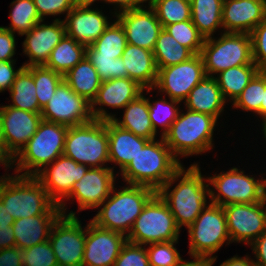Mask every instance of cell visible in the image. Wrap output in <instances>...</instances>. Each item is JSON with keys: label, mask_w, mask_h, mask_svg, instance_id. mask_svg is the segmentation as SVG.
I'll return each mask as SVG.
<instances>
[{"label": "cell", "mask_w": 266, "mask_h": 266, "mask_svg": "<svg viewBox=\"0 0 266 266\" xmlns=\"http://www.w3.org/2000/svg\"><path fill=\"white\" fill-rule=\"evenodd\" d=\"M16 60L0 61V93L9 91L16 76L24 67L23 65L15 69Z\"/></svg>", "instance_id": "50"}, {"label": "cell", "mask_w": 266, "mask_h": 266, "mask_svg": "<svg viewBox=\"0 0 266 266\" xmlns=\"http://www.w3.org/2000/svg\"><path fill=\"white\" fill-rule=\"evenodd\" d=\"M115 187L116 185L90 221L100 228L116 231L127 237L135 220L156 191L142 185L126 184L119 186L120 190Z\"/></svg>", "instance_id": "2"}, {"label": "cell", "mask_w": 266, "mask_h": 266, "mask_svg": "<svg viewBox=\"0 0 266 266\" xmlns=\"http://www.w3.org/2000/svg\"><path fill=\"white\" fill-rule=\"evenodd\" d=\"M102 11L97 7H74L62 19L66 35L85 46L91 45L112 22Z\"/></svg>", "instance_id": "23"}, {"label": "cell", "mask_w": 266, "mask_h": 266, "mask_svg": "<svg viewBox=\"0 0 266 266\" xmlns=\"http://www.w3.org/2000/svg\"><path fill=\"white\" fill-rule=\"evenodd\" d=\"M108 130V151H109V163H114V166H110L114 171L115 166H119V175L131 162L133 158L138 154L149 139L136 136L134 133L125 130L116 125L112 120H107Z\"/></svg>", "instance_id": "25"}, {"label": "cell", "mask_w": 266, "mask_h": 266, "mask_svg": "<svg viewBox=\"0 0 266 266\" xmlns=\"http://www.w3.org/2000/svg\"><path fill=\"white\" fill-rule=\"evenodd\" d=\"M266 18V0H223V32L250 34Z\"/></svg>", "instance_id": "24"}, {"label": "cell", "mask_w": 266, "mask_h": 266, "mask_svg": "<svg viewBox=\"0 0 266 266\" xmlns=\"http://www.w3.org/2000/svg\"><path fill=\"white\" fill-rule=\"evenodd\" d=\"M16 34L0 26V61L16 60Z\"/></svg>", "instance_id": "49"}, {"label": "cell", "mask_w": 266, "mask_h": 266, "mask_svg": "<svg viewBox=\"0 0 266 266\" xmlns=\"http://www.w3.org/2000/svg\"><path fill=\"white\" fill-rule=\"evenodd\" d=\"M157 69V80L153 90L157 89L161 96L164 94V96L181 103L206 76L200 54L194 55L188 61Z\"/></svg>", "instance_id": "13"}, {"label": "cell", "mask_w": 266, "mask_h": 266, "mask_svg": "<svg viewBox=\"0 0 266 266\" xmlns=\"http://www.w3.org/2000/svg\"><path fill=\"white\" fill-rule=\"evenodd\" d=\"M153 54L157 68L179 64L194 56L188 48L179 44L164 28L159 33Z\"/></svg>", "instance_id": "35"}, {"label": "cell", "mask_w": 266, "mask_h": 266, "mask_svg": "<svg viewBox=\"0 0 266 266\" xmlns=\"http://www.w3.org/2000/svg\"><path fill=\"white\" fill-rule=\"evenodd\" d=\"M102 3L113 5V14L115 17L118 13L136 9L142 6H145V3H148V0H102Z\"/></svg>", "instance_id": "51"}, {"label": "cell", "mask_w": 266, "mask_h": 266, "mask_svg": "<svg viewBox=\"0 0 266 266\" xmlns=\"http://www.w3.org/2000/svg\"><path fill=\"white\" fill-rule=\"evenodd\" d=\"M77 216L61 215L49 237L58 266H82L85 247V226Z\"/></svg>", "instance_id": "14"}, {"label": "cell", "mask_w": 266, "mask_h": 266, "mask_svg": "<svg viewBox=\"0 0 266 266\" xmlns=\"http://www.w3.org/2000/svg\"><path fill=\"white\" fill-rule=\"evenodd\" d=\"M250 257V255H245L243 257L235 255L226 259L219 266H255L253 258Z\"/></svg>", "instance_id": "56"}, {"label": "cell", "mask_w": 266, "mask_h": 266, "mask_svg": "<svg viewBox=\"0 0 266 266\" xmlns=\"http://www.w3.org/2000/svg\"><path fill=\"white\" fill-rule=\"evenodd\" d=\"M263 91H265V71H259L231 104L232 109H240L247 113L253 112V116H257V120L259 117L261 121Z\"/></svg>", "instance_id": "39"}, {"label": "cell", "mask_w": 266, "mask_h": 266, "mask_svg": "<svg viewBox=\"0 0 266 266\" xmlns=\"http://www.w3.org/2000/svg\"><path fill=\"white\" fill-rule=\"evenodd\" d=\"M148 4L154 9L163 28L191 20V2L188 0H148Z\"/></svg>", "instance_id": "40"}, {"label": "cell", "mask_w": 266, "mask_h": 266, "mask_svg": "<svg viewBox=\"0 0 266 266\" xmlns=\"http://www.w3.org/2000/svg\"><path fill=\"white\" fill-rule=\"evenodd\" d=\"M185 111L180 110L177 119L163 137L179 161L181 157L184 159L212 151L215 148L213 134L219 124L218 120L209 114L188 109Z\"/></svg>", "instance_id": "4"}, {"label": "cell", "mask_w": 266, "mask_h": 266, "mask_svg": "<svg viewBox=\"0 0 266 266\" xmlns=\"http://www.w3.org/2000/svg\"><path fill=\"white\" fill-rule=\"evenodd\" d=\"M263 196H266V174L263 173Z\"/></svg>", "instance_id": "62"}, {"label": "cell", "mask_w": 266, "mask_h": 266, "mask_svg": "<svg viewBox=\"0 0 266 266\" xmlns=\"http://www.w3.org/2000/svg\"><path fill=\"white\" fill-rule=\"evenodd\" d=\"M86 47L65 35L53 48L44 66L64 76L86 57Z\"/></svg>", "instance_id": "34"}, {"label": "cell", "mask_w": 266, "mask_h": 266, "mask_svg": "<svg viewBox=\"0 0 266 266\" xmlns=\"http://www.w3.org/2000/svg\"><path fill=\"white\" fill-rule=\"evenodd\" d=\"M184 109L209 114L219 121L227 104L213 76H205L189 93Z\"/></svg>", "instance_id": "27"}, {"label": "cell", "mask_w": 266, "mask_h": 266, "mask_svg": "<svg viewBox=\"0 0 266 266\" xmlns=\"http://www.w3.org/2000/svg\"><path fill=\"white\" fill-rule=\"evenodd\" d=\"M15 219L7 211L6 207L0 200V227H9L12 226Z\"/></svg>", "instance_id": "58"}, {"label": "cell", "mask_w": 266, "mask_h": 266, "mask_svg": "<svg viewBox=\"0 0 266 266\" xmlns=\"http://www.w3.org/2000/svg\"><path fill=\"white\" fill-rule=\"evenodd\" d=\"M97 1L99 2V0H72V3L74 7H93Z\"/></svg>", "instance_id": "59"}, {"label": "cell", "mask_w": 266, "mask_h": 266, "mask_svg": "<svg viewBox=\"0 0 266 266\" xmlns=\"http://www.w3.org/2000/svg\"><path fill=\"white\" fill-rule=\"evenodd\" d=\"M41 113L0 105V124L7 151L15 157L36 133Z\"/></svg>", "instance_id": "19"}, {"label": "cell", "mask_w": 266, "mask_h": 266, "mask_svg": "<svg viewBox=\"0 0 266 266\" xmlns=\"http://www.w3.org/2000/svg\"><path fill=\"white\" fill-rule=\"evenodd\" d=\"M13 158L14 157L7 151V148L3 141L2 129H1V124H0V166L4 165L5 170H7L8 172L11 168Z\"/></svg>", "instance_id": "55"}, {"label": "cell", "mask_w": 266, "mask_h": 266, "mask_svg": "<svg viewBox=\"0 0 266 266\" xmlns=\"http://www.w3.org/2000/svg\"><path fill=\"white\" fill-rule=\"evenodd\" d=\"M182 165L160 137L149 140L119 174L125 184L147 186L157 192Z\"/></svg>", "instance_id": "3"}, {"label": "cell", "mask_w": 266, "mask_h": 266, "mask_svg": "<svg viewBox=\"0 0 266 266\" xmlns=\"http://www.w3.org/2000/svg\"><path fill=\"white\" fill-rule=\"evenodd\" d=\"M266 118V71H265V91H263V102H261V120Z\"/></svg>", "instance_id": "60"}, {"label": "cell", "mask_w": 266, "mask_h": 266, "mask_svg": "<svg viewBox=\"0 0 266 266\" xmlns=\"http://www.w3.org/2000/svg\"><path fill=\"white\" fill-rule=\"evenodd\" d=\"M10 8V25L2 27L19 36L31 31L37 23L42 21L33 0H13Z\"/></svg>", "instance_id": "37"}, {"label": "cell", "mask_w": 266, "mask_h": 266, "mask_svg": "<svg viewBox=\"0 0 266 266\" xmlns=\"http://www.w3.org/2000/svg\"><path fill=\"white\" fill-rule=\"evenodd\" d=\"M148 99L149 107V117L156 133H159L158 127L161 129V135L159 137H164V135L169 131L172 123L177 119L180 112L181 102L167 98V96H162L151 101L150 96ZM158 131V132H157Z\"/></svg>", "instance_id": "36"}, {"label": "cell", "mask_w": 266, "mask_h": 266, "mask_svg": "<svg viewBox=\"0 0 266 266\" xmlns=\"http://www.w3.org/2000/svg\"><path fill=\"white\" fill-rule=\"evenodd\" d=\"M16 247L13 227H0V249Z\"/></svg>", "instance_id": "54"}, {"label": "cell", "mask_w": 266, "mask_h": 266, "mask_svg": "<svg viewBox=\"0 0 266 266\" xmlns=\"http://www.w3.org/2000/svg\"><path fill=\"white\" fill-rule=\"evenodd\" d=\"M42 120L68 127L92 121L91 103L77 95L63 80L54 95L42 108Z\"/></svg>", "instance_id": "15"}, {"label": "cell", "mask_w": 266, "mask_h": 266, "mask_svg": "<svg viewBox=\"0 0 266 266\" xmlns=\"http://www.w3.org/2000/svg\"><path fill=\"white\" fill-rule=\"evenodd\" d=\"M190 2L191 21L205 39L213 37L217 31L222 33L223 0H191Z\"/></svg>", "instance_id": "30"}, {"label": "cell", "mask_w": 266, "mask_h": 266, "mask_svg": "<svg viewBox=\"0 0 266 266\" xmlns=\"http://www.w3.org/2000/svg\"><path fill=\"white\" fill-rule=\"evenodd\" d=\"M153 89H144L136 99L130 101L122 110L123 116L113 118L112 121L119 127L134 133L136 136L149 140L156 139L150 117L148 99L145 93L150 94ZM146 91V92H145Z\"/></svg>", "instance_id": "29"}, {"label": "cell", "mask_w": 266, "mask_h": 266, "mask_svg": "<svg viewBox=\"0 0 266 266\" xmlns=\"http://www.w3.org/2000/svg\"><path fill=\"white\" fill-rule=\"evenodd\" d=\"M178 242L173 240L145 245L150 266H177L183 259L175 247Z\"/></svg>", "instance_id": "44"}, {"label": "cell", "mask_w": 266, "mask_h": 266, "mask_svg": "<svg viewBox=\"0 0 266 266\" xmlns=\"http://www.w3.org/2000/svg\"><path fill=\"white\" fill-rule=\"evenodd\" d=\"M231 167L208 176L210 203L225 206L228 204H250L262 202L263 174L259 178L245 174L244 170ZM212 187V188H211Z\"/></svg>", "instance_id": "10"}, {"label": "cell", "mask_w": 266, "mask_h": 266, "mask_svg": "<svg viewBox=\"0 0 266 266\" xmlns=\"http://www.w3.org/2000/svg\"><path fill=\"white\" fill-rule=\"evenodd\" d=\"M143 90L142 86L128 77L103 81L91 103L93 118L101 121L112 120L116 114L108 113L107 107L123 109L130 101L141 95Z\"/></svg>", "instance_id": "22"}, {"label": "cell", "mask_w": 266, "mask_h": 266, "mask_svg": "<svg viewBox=\"0 0 266 266\" xmlns=\"http://www.w3.org/2000/svg\"><path fill=\"white\" fill-rule=\"evenodd\" d=\"M63 155L89 167H109L107 121L68 127Z\"/></svg>", "instance_id": "7"}, {"label": "cell", "mask_w": 266, "mask_h": 266, "mask_svg": "<svg viewBox=\"0 0 266 266\" xmlns=\"http://www.w3.org/2000/svg\"><path fill=\"white\" fill-rule=\"evenodd\" d=\"M114 266H150L146 246L127 241L122 246Z\"/></svg>", "instance_id": "46"}, {"label": "cell", "mask_w": 266, "mask_h": 266, "mask_svg": "<svg viewBox=\"0 0 266 266\" xmlns=\"http://www.w3.org/2000/svg\"><path fill=\"white\" fill-rule=\"evenodd\" d=\"M21 257L18 247L0 249V266H23Z\"/></svg>", "instance_id": "53"}, {"label": "cell", "mask_w": 266, "mask_h": 266, "mask_svg": "<svg viewBox=\"0 0 266 266\" xmlns=\"http://www.w3.org/2000/svg\"><path fill=\"white\" fill-rule=\"evenodd\" d=\"M127 237L106 230L91 221L85 225V247L82 266H114Z\"/></svg>", "instance_id": "18"}, {"label": "cell", "mask_w": 266, "mask_h": 266, "mask_svg": "<svg viewBox=\"0 0 266 266\" xmlns=\"http://www.w3.org/2000/svg\"><path fill=\"white\" fill-rule=\"evenodd\" d=\"M21 251L23 266H58L49 240Z\"/></svg>", "instance_id": "45"}, {"label": "cell", "mask_w": 266, "mask_h": 266, "mask_svg": "<svg viewBox=\"0 0 266 266\" xmlns=\"http://www.w3.org/2000/svg\"><path fill=\"white\" fill-rule=\"evenodd\" d=\"M115 18L125 30L127 43L150 51L154 50L163 27L149 4L118 13Z\"/></svg>", "instance_id": "20"}, {"label": "cell", "mask_w": 266, "mask_h": 266, "mask_svg": "<svg viewBox=\"0 0 266 266\" xmlns=\"http://www.w3.org/2000/svg\"><path fill=\"white\" fill-rule=\"evenodd\" d=\"M180 231L169 207L156 193L135 220L127 241L147 245L179 240Z\"/></svg>", "instance_id": "11"}, {"label": "cell", "mask_w": 266, "mask_h": 266, "mask_svg": "<svg viewBox=\"0 0 266 266\" xmlns=\"http://www.w3.org/2000/svg\"><path fill=\"white\" fill-rule=\"evenodd\" d=\"M183 166L156 192L169 207L180 229L188 228L210 202L208 178L202 174L199 162L187 169Z\"/></svg>", "instance_id": "1"}, {"label": "cell", "mask_w": 266, "mask_h": 266, "mask_svg": "<svg viewBox=\"0 0 266 266\" xmlns=\"http://www.w3.org/2000/svg\"><path fill=\"white\" fill-rule=\"evenodd\" d=\"M44 22L45 20L40 21L31 31L21 35L26 37L22 47L23 53L29 58L22 64L24 67L45 65L53 48L66 35L65 25L60 17L53 19L51 24Z\"/></svg>", "instance_id": "21"}, {"label": "cell", "mask_w": 266, "mask_h": 266, "mask_svg": "<svg viewBox=\"0 0 266 266\" xmlns=\"http://www.w3.org/2000/svg\"><path fill=\"white\" fill-rule=\"evenodd\" d=\"M200 55L206 76L215 77L231 67L255 64L250 34L223 32L205 39Z\"/></svg>", "instance_id": "8"}, {"label": "cell", "mask_w": 266, "mask_h": 266, "mask_svg": "<svg viewBox=\"0 0 266 266\" xmlns=\"http://www.w3.org/2000/svg\"><path fill=\"white\" fill-rule=\"evenodd\" d=\"M121 58L128 78L144 89H153L158 73L153 51L127 43Z\"/></svg>", "instance_id": "28"}, {"label": "cell", "mask_w": 266, "mask_h": 266, "mask_svg": "<svg viewBox=\"0 0 266 266\" xmlns=\"http://www.w3.org/2000/svg\"><path fill=\"white\" fill-rule=\"evenodd\" d=\"M39 17L45 20L47 16H65L74 8L72 0H33ZM45 18V19H44Z\"/></svg>", "instance_id": "48"}, {"label": "cell", "mask_w": 266, "mask_h": 266, "mask_svg": "<svg viewBox=\"0 0 266 266\" xmlns=\"http://www.w3.org/2000/svg\"><path fill=\"white\" fill-rule=\"evenodd\" d=\"M33 79L38 104L43 108L54 95L59 84L64 80V76L42 65L33 66Z\"/></svg>", "instance_id": "42"}, {"label": "cell", "mask_w": 266, "mask_h": 266, "mask_svg": "<svg viewBox=\"0 0 266 266\" xmlns=\"http://www.w3.org/2000/svg\"><path fill=\"white\" fill-rule=\"evenodd\" d=\"M253 62L260 71H266V18L250 33Z\"/></svg>", "instance_id": "47"}, {"label": "cell", "mask_w": 266, "mask_h": 266, "mask_svg": "<svg viewBox=\"0 0 266 266\" xmlns=\"http://www.w3.org/2000/svg\"><path fill=\"white\" fill-rule=\"evenodd\" d=\"M115 172L111 167H90L84 176L73 184L70 196L59 206L62 214L77 216L76 212L67 209L66 201L70 200L78 203V213L82 210L98 208L116 185L115 179L119 175Z\"/></svg>", "instance_id": "12"}, {"label": "cell", "mask_w": 266, "mask_h": 266, "mask_svg": "<svg viewBox=\"0 0 266 266\" xmlns=\"http://www.w3.org/2000/svg\"><path fill=\"white\" fill-rule=\"evenodd\" d=\"M4 174L0 176V200L15 220L49 215L58 206L35 176Z\"/></svg>", "instance_id": "5"}, {"label": "cell", "mask_w": 266, "mask_h": 266, "mask_svg": "<svg viewBox=\"0 0 266 266\" xmlns=\"http://www.w3.org/2000/svg\"><path fill=\"white\" fill-rule=\"evenodd\" d=\"M91 45L97 50V56H115V59L122 57L127 45L123 26L117 19H113L100 37Z\"/></svg>", "instance_id": "38"}, {"label": "cell", "mask_w": 266, "mask_h": 266, "mask_svg": "<svg viewBox=\"0 0 266 266\" xmlns=\"http://www.w3.org/2000/svg\"><path fill=\"white\" fill-rule=\"evenodd\" d=\"M192 261L182 259L177 266H212V258L205 256H190Z\"/></svg>", "instance_id": "57"}, {"label": "cell", "mask_w": 266, "mask_h": 266, "mask_svg": "<svg viewBox=\"0 0 266 266\" xmlns=\"http://www.w3.org/2000/svg\"><path fill=\"white\" fill-rule=\"evenodd\" d=\"M9 94L12 102L7 106L34 113L42 112L36 96L33 66L23 67L21 69L9 90Z\"/></svg>", "instance_id": "33"}, {"label": "cell", "mask_w": 266, "mask_h": 266, "mask_svg": "<svg viewBox=\"0 0 266 266\" xmlns=\"http://www.w3.org/2000/svg\"><path fill=\"white\" fill-rule=\"evenodd\" d=\"M259 71L256 64H246L218 73L215 79L225 101L233 103Z\"/></svg>", "instance_id": "32"}, {"label": "cell", "mask_w": 266, "mask_h": 266, "mask_svg": "<svg viewBox=\"0 0 266 266\" xmlns=\"http://www.w3.org/2000/svg\"><path fill=\"white\" fill-rule=\"evenodd\" d=\"M62 211L57 206L49 215H37L15 220L12 227L16 247L25 250L49 240L51 229Z\"/></svg>", "instance_id": "26"}, {"label": "cell", "mask_w": 266, "mask_h": 266, "mask_svg": "<svg viewBox=\"0 0 266 266\" xmlns=\"http://www.w3.org/2000/svg\"><path fill=\"white\" fill-rule=\"evenodd\" d=\"M86 58L95 67L102 82L127 77V70H124V61L121 57L115 59V56H97V50L92 45H88Z\"/></svg>", "instance_id": "41"}, {"label": "cell", "mask_w": 266, "mask_h": 266, "mask_svg": "<svg viewBox=\"0 0 266 266\" xmlns=\"http://www.w3.org/2000/svg\"><path fill=\"white\" fill-rule=\"evenodd\" d=\"M89 168L61 155L35 177L47 190L49 198L60 206L70 196L73 184L79 181Z\"/></svg>", "instance_id": "17"}, {"label": "cell", "mask_w": 266, "mask_h": 266, "mask_svg": "<svg viewBox=\"0 0 266 266\" xmlns=\"http://www.w3.org/2000/svg\"><path fill=\"white\" fill-rule=\"evenodd\" d=\"M67 132L68 126L42 120L36 133L13 158L10 169L17 175L35 176L63 155Z\"/></svg>", "instance_id": "6"}, {"label": "cell", "mask_w": 266, "mask_h": 266, "mask_svg": "<svg viewBox=\"0 0 266 266\" xmlns=\"http://www.w3.org/2000/svg\"><path fill=\"white\" fill-rule=\"evenodd\" d=\"M261 125H262L261 131H262L263 137L265 138L264 140L266 141V118L262 120Z\"/></svg>", "instance_id": "61"}, {"label": "cell", "mask_w": 266, "mask_h": 266, "mask_svg": "<svg viewBox=\"0 0 266 266\" xmlns=\"http://www.w3.org/2000/svg\"><path fill=\"white\" fill-rule=\"evenodd\" d=\"M230 240L250 246L266 231V202L223 206Z\"/></svg>", "instance_id": "16"}, {"label": "cell", "mask_w": 266, "mask_h": 266, "mask_svg": "<svg viewBox=\"0 0 266 266\" xmlns=\"http://www.w3.org/2000/svg\"><path fill=\"white\" fill-rule=\"evenodd\" d=\"M190 256L212 258V266L224 244H231L226 215L220 205L208 203L196 220L187 228Z\"/></svg>", "instance_id": "9"}, {"label": "cell", "mask_w": 266, "mask_h": 266, "mask_svg": "<svg viewBox=\"0 0 266 266\" xmlns=\"http://www.w3.org/2000/svg\"><path fill=\"white\" fill-rule=\"evenodd\" d=\"M64 81L77 95L90 103L102 83L95 67L86 57L64 75Z\"/></svg>", "instance_id": "31"}, {"label": "cell", "mask_w": 266, "mask_h": 266, "mask_svg": "<svg viewBox=\"0 0 266 266\" xmlns=\"http://www.w3.org/2000/svg\"><path fill=\"white\" fill-rule=\"evenodd\" d=\"M250 247L255 257L253 259L255 266H266V231Z\"/></svg>", "instance_id": "52"}, {"label": "cell", "mask_w": 266, "mask_h": 266, "mask_svg": "<svg viewBox=\"0 0 266 266\" xmlns=\"http://www.w3.org/2000/svg\"><path fill=\"white\" fill-rule=\"evenodd\" d=\"M164 29L194 55L200 54L205 38L191 20L173 23L167 25Z\"/></svg>", "instance_id": "43"}]
</instances>
